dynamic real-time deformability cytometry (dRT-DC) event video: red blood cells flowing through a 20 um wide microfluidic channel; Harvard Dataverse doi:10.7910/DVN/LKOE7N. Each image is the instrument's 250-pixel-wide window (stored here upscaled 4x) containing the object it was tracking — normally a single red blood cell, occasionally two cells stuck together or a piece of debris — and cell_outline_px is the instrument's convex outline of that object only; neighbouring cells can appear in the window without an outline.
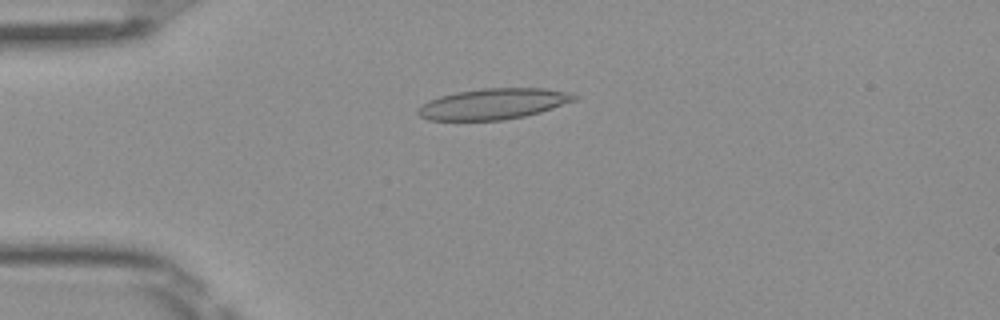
{"species": "Egyptian fruit bat (a non-hibernating species)", "species_latin": "Rousettus aegyptiacus", "temperature_condition": "room temperature", "stored_images_in_passage": 49, "camera_frame_rate_fps": 3000, "um_per_image_px": 0.085, "frame": {"image": 1, "passage_image": 12, "time_ms": 3.667, "image_size_px": [1000, 320], "cell_outline_px": [[580, 96], [576, 100], [540, 112], [524, 116], [504, 120], [428, 120], [420, 116], [416, 112], [428, 100], [440, 96], [456, 92], [484, 88], [544, 88], [568, 92]], "centroid_in_image_um": [41.96, 8.83], "position_along_channel_um": 43.0, "area_um2": 27.98}}
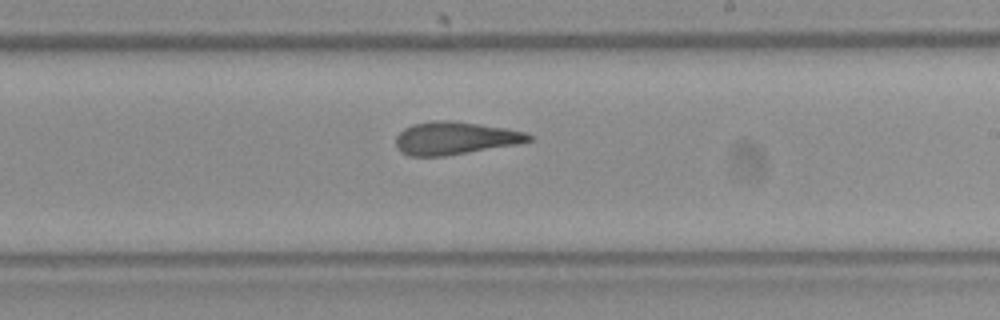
{"frame": {"image": 2, "passage_image": 29, "time_ms": 9.333, "image_size_px": [1000, 320], "cell_outline_px": [[532, 140], [516, 144], [444, 156], [408, 156], [400, 152], [396, 148], [396, 136], [404, 128], [412, 124], [432, 120], [452, 120], [504, 128], [524, 132], [532, 136]], "centroid_in_image_um": [38.6, 11.74], "position_along_channel_um": 250.4, "area_um2": 25.26}}
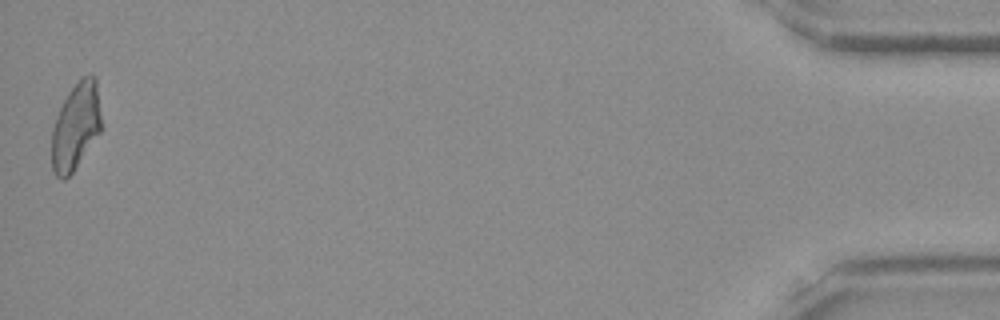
{"frame": {"image": 3, "passage_image": 49, "time_ms": 16.0, "image_size_px": [1000, 320], "cell_outline_px": [[100, 132], [72, 172], [64, 180], [60, 180], [56, 176], [52, 168], [52, 128], [56, 116], [68, 92], [84, 76], [96, 76], [100, 116]], "centroid_in_image_um": [6.42, 10.77], "position_along_channel_um": 428.8, "area_um2": 24.62}, "authors_computed_cell_mechanics": {"area_um2": 26.0678, "velocity_mm_per_s": 4.0656, "shape_relaxation_time_tau1_ms": 10.8069, "shape_relaxation_time_tau2_ms": 1.8024, "deformation_change_tau1": 0.2684, "deformation_change_tau2": 0.1139}}